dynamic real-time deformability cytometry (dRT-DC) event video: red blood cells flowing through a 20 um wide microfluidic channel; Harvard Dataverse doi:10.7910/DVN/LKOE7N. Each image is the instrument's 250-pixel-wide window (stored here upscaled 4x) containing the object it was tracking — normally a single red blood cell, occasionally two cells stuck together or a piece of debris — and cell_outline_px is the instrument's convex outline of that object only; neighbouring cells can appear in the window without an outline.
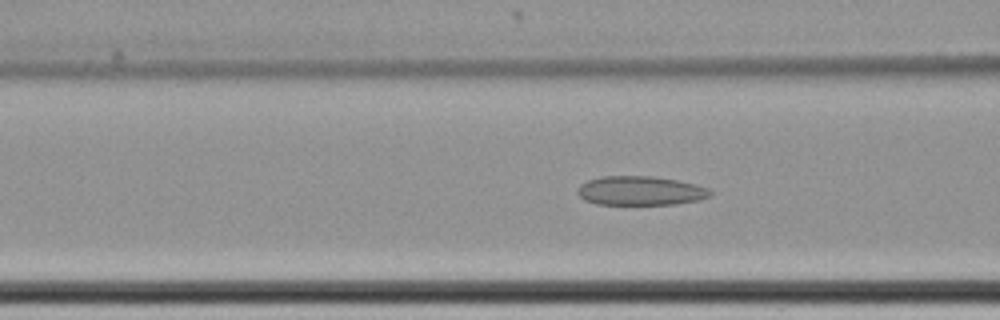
{"species": "common noctule bat (a hibernating species)", "species_latin": "Nyctalus noctula", "temperature_condition": "cold", "stored_images_in_passage": 58, "camera_frame_rate_fps": 3000, "um_per_image_px": 0.085, "animal": {"sex": "female", "body_mass_g": 22.7, "forearm_length_mm": 54.2}, "frame": {"image": 1, "passage_image": 22, "time_ms": 7.0, "image_size_px": [1000, 320], "cell_outline_px": [[712, 192], [708, 196], [700, 200], [676, 204], [596, 204], [584, 200], [576, 192], [580, 184], [588, 180], [600, 176], [652, 176], [676, 180], [696, 184], [708, 188]], "centroid_in_image_um": [54.41, 16.21], "position_along_channel_um": 112.2, "area_um2": 22.54}}
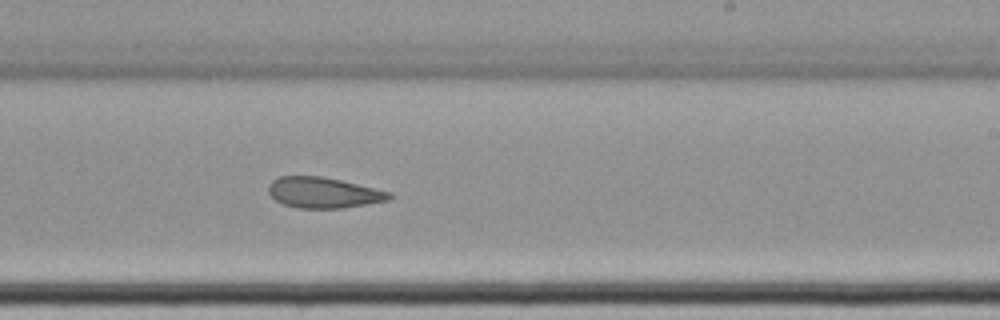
{"frame": {"image": 2, "passage_image": 35, "time_ms": 11.333, "image_size_px": [1000, 320], "cell_outline_px": [[396, 196], [388, 200], [344, 208], [296, 208], [284, 204], [276, 200], [268, 192], [268, 184], [272, 180], [280, 176], [324, 176], [392, 192]], "centroid_in_image_um": [27.51, 16.37], "position_along_channel_um": 261.5, "area_um2": 21.79}}
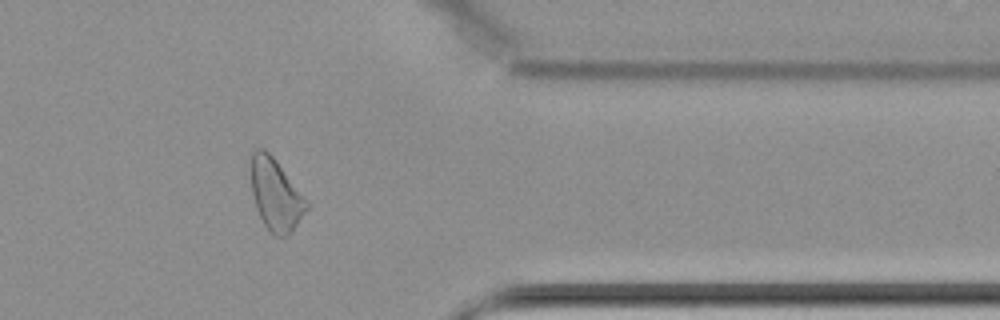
{"frame": {"image": 3, "passage_image": 47, "time_ms": 15.333, "image_size_px": [1000, 320], "cell_outline_px": [[312, 204], [292, 232], [288, 236], [276, 236], [264, 224], [256, 208], [252, 192], [252, 152], [256, 148], [264, 148], [276, 160]], "centroid_in_image_um": [23.5, 16.56], "position_along_channel_um": 387.9, "area_um2": 23.35}, "authors_computed_cell_mechanics": {"area_um2": 23.6113, "velocity_mm_per_s": 3.4485, "shape_relaxation_time_tau1_ms": null, "shape_relaxation_time_tau2_ms": 4.1197, "deformation_change_tau1": null, "deformation_change_tau2": 0.1168}}